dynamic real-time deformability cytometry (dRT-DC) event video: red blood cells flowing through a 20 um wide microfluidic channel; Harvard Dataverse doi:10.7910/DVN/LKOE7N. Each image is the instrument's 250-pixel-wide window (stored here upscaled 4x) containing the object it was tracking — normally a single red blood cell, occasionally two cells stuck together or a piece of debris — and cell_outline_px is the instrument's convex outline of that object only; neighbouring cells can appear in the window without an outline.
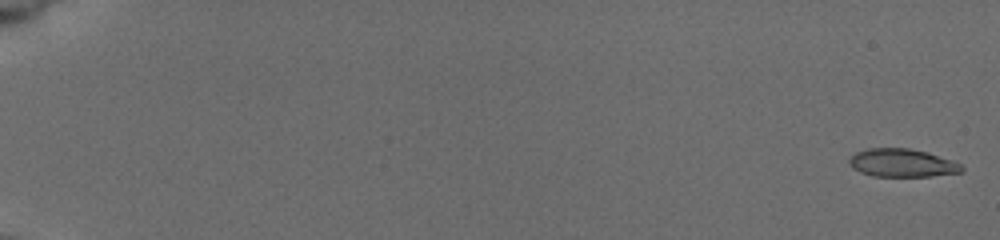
{"species": "common noctule bat (a hibernating species)", "species_latin": "Nyctalus noctula", "temperature_condition": "cold", "stored_images_in_passage": 14, "camera_frame_rate_fps": 3000, "um_per_image_px": 0.085, "animal": {"sex": "female", "body_mass_g": 19.5, "forearm_length_mm": 54.1}, "frame": {"image": 1, "passage_image": 1, "time_ms": 0.0, "image_size_px": [1000, 240], "cell_outline_px": [[964, 172], [932, 176], [872, 176], [860, 172], [852, 168], [848, 160], [856, 152], [868, 148], [908, 148], [928, 152], [952, 160], [960, 164], [964, 168]], "centroid_in_image_um": [76.7, 13.85], "position_along_channel_um": 8.3, "area_um2": 18.5}}
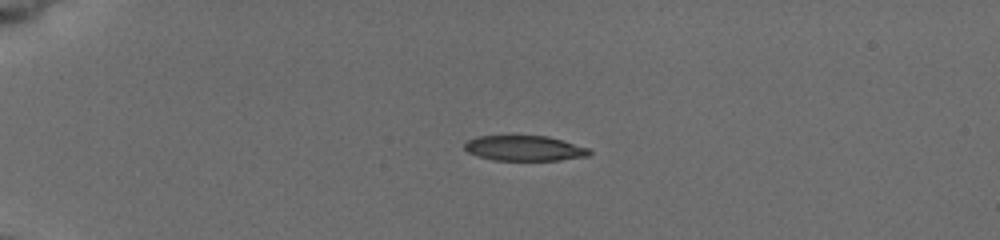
{"frame": {"image": 2, "passage_image": 7, "time_ms": 4.667, "image_size_px": [1000, 240], "cell_outline_px": [[592, 152], [588, 156], [560, 160], [492, 160], [476, 156], [468, 152], [464, 148], [464, 144], [468, 140], [476, 136], [512, 132], [548, 136], [564, 140], [588, 148]], "centroid_in_image_um": [44.51, 12.54], "position_along_channel_um": 40.5, "area_um2": 19.48}}
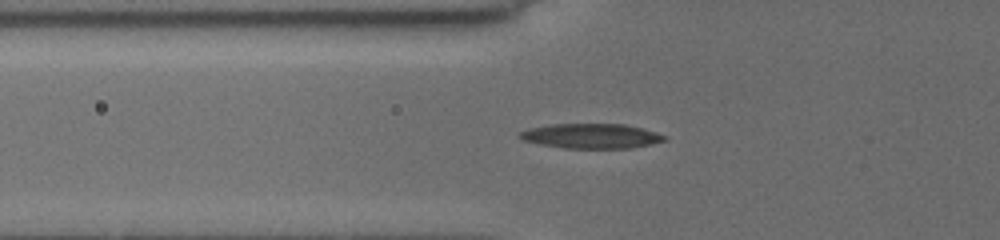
{"frame": {"image": 3, "passage_image": 12, "time_ms": 7.0, "image_size_px": [1000, 240], "cell_outline_px": [[668, 140], [652, 144], [628, 148], [564, 148], [540, 144], [524, 140], [520, 136], [520, 132], [532, 128], [552, 124], [624, 124], [644, 128], [668, 136]], "centroid_in_image_um": [50.36, 11.56], "position_along_channel_um": 75.4, "area_um2": 20.81}}